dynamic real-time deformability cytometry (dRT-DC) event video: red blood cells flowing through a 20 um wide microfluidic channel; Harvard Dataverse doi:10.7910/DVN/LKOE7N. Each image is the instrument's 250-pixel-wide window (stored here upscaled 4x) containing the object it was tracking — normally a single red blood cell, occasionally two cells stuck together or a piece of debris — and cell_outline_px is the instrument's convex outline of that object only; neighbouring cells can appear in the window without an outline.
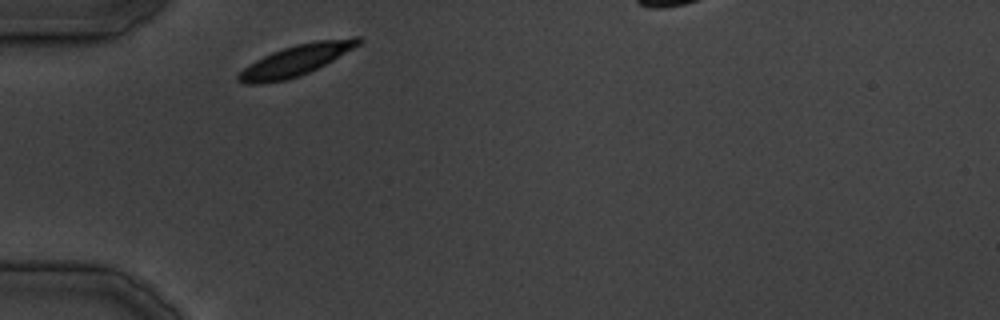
{"species": "common noctule bat (a hibernating species)", "species_latin": "Nyctalus noctula", "temperature_condition": "cold", "stored_images_in_passage": 21, "camera_frame_rate_fps": 3000, "um_per_image_px": 0.085, "animal": {"sex": "male", "body_mass_g": 19.5, "forearm_length_mm": 54.6}, "frame": {"image": 1, "passage_image": 1, "time_ms": 0.0, "image_size_px": [1000, 320], "cell_outline_px": [[364, 40], [360, 44], [332, 60], [300, 76], [284, 80], [264, 84], [244, 84], [236, 80], [236, 76], [244, 68], [256, 60], [272, 52], [296, 44], [316, 40], [352, 36], [364, 36]], "centroid_in_image_um": [25.18, 5.11], "position_along_channel_um": 59.8, "area_um2": 21.62}}
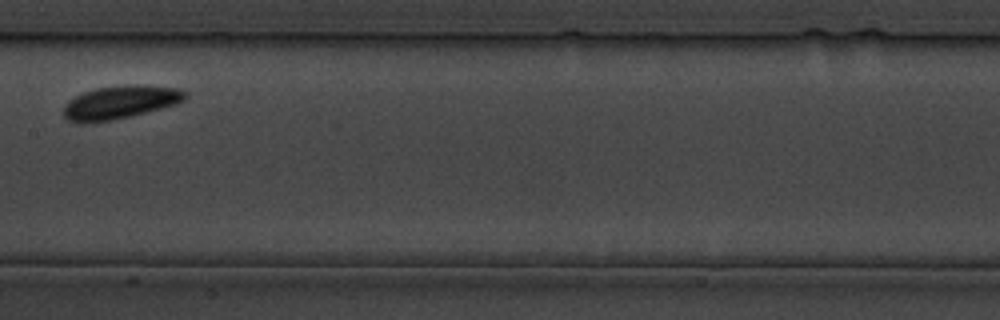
{"frame": {"image": 2, "passage_image": 10, "time_ms": 10.667, "image_size_px": [1000, 320], "cell_outline_px": [[188, 96], [184, 100], [176, 104], [128, 116], [108, 120], [84, 124], [68, 120], [64, 116], [64, 104], [68, 100], [84, 92], [96, 88], [132, 84], [136, 84], [176, 88], [188, 92]], "centroid_in_image_um": [10.2, 8.68], "position_along_channel_um": 197.2, "area_um2": 23.29}}
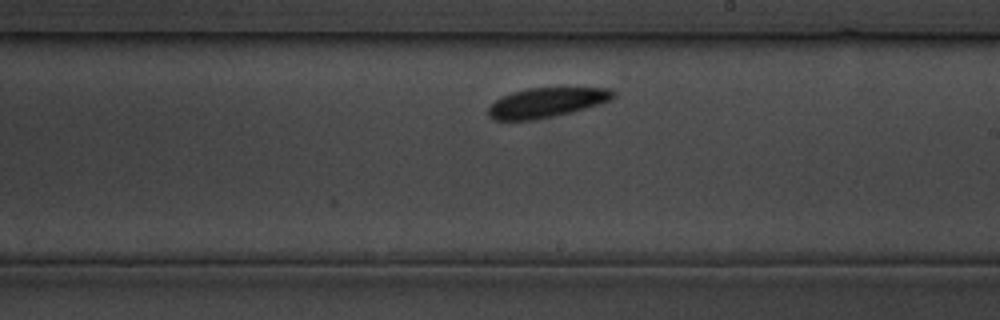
{"frame": {"image": 3, "passage_image": 12, "time_ms": 14.0, "image_size_px": [1000, 320], "cell_outline_px": [[616, 96], [612, 100], [600, 104], [572, 112], [532, 120], [492, 120], [488, 116], [488, 108], [496, 100], [512, 92], [528, 88], [608, 88], [616, 92]], "centroid_in_image_um": [46.48, 8.72], "position_along_channel_um": 242.5, "area_um2": 21.56}}